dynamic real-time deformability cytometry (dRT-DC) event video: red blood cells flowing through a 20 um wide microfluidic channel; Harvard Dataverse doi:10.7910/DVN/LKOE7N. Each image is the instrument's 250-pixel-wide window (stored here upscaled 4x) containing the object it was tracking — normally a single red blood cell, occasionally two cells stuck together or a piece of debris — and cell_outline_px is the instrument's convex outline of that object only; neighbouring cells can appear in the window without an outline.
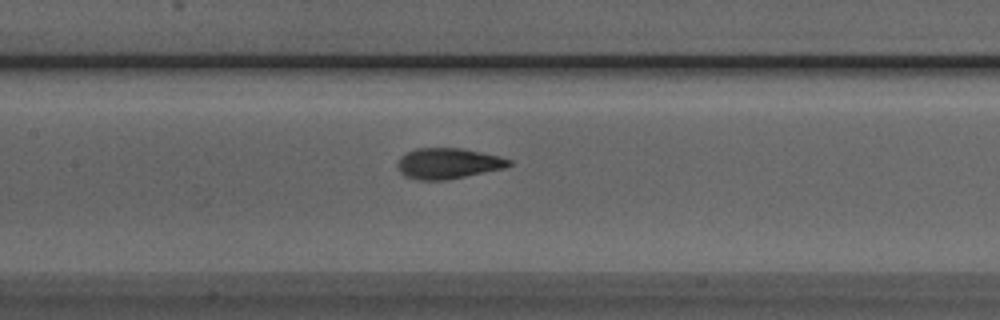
{"species": "Egyptian fruit bat (a non-hibernating species)", "species_latin": "Rousettus aegyptiacus", "temperature_condition": "room temperature", "stored_images_in_passage": 33, "camera_frame_rate_fps": 3000, "um_per_image_px": 0.085, "animal": {"sex": "male"}, "frame": {"image": 1, "passage_image": 8, "time_ms": 2.333, "image_size_px": [1000, 320], "cell_outline_px": [[512, 164], [504, 168], [444, 180], [416, 180], [404, 176], [400, 172], [396, 164], [400, 156], [416, 148], [460, 148], [500, 156], [512, 160]], "centroid_in_image_um": [38.05, 13.89], "position_along_channel_um": 169.4, "area_um2": 19.88}}
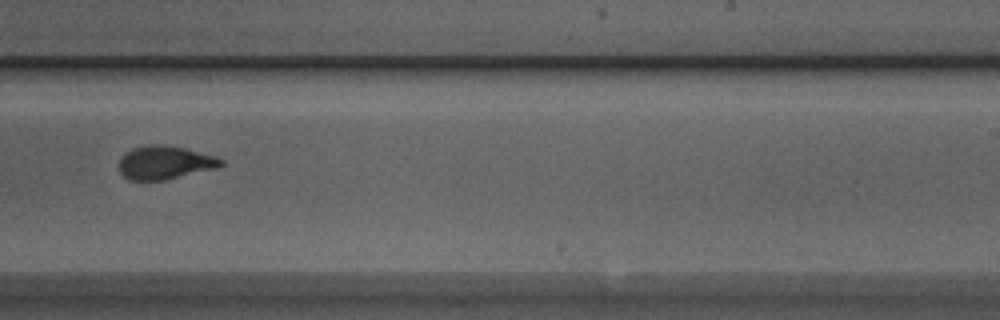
{"frame": {"image": 2, "passage_image": 16, "time_ms": 5.0, "image_size_px": [1000, 320], "cell_outline_px": [[224, 164], [216, 168], [164, 180], [128, 180], [120, 172], [120, 160], [132, 148], [148, 144], [164, 144], [184, 148], [212, 156], [224, 160]], "centroid_in_image_um": [14.0, 13.82], "position_along_channel_um": 275.0, "area_um2": 19.54}}
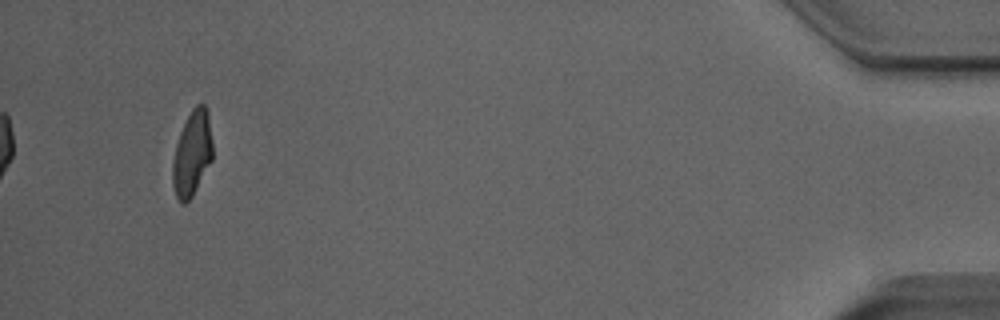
{"frame": {"image": 3, "passage_image": 33, "time_ms": 10.667, "image_size_px": [1000, 320], "cell_outline_px": [[212, 160], [192, 196], [184, 204], [180, 204], [176, 196], [172, 184], [172, 164], [176, 144], [180, 132], [192, 108], [196, 104], [204, 104], [208, 112], [212, 144]], "centroid_in_image_um": [16.32, 13.06], "position_along_channel_um": 418.9, "area_um2": 19.71}}